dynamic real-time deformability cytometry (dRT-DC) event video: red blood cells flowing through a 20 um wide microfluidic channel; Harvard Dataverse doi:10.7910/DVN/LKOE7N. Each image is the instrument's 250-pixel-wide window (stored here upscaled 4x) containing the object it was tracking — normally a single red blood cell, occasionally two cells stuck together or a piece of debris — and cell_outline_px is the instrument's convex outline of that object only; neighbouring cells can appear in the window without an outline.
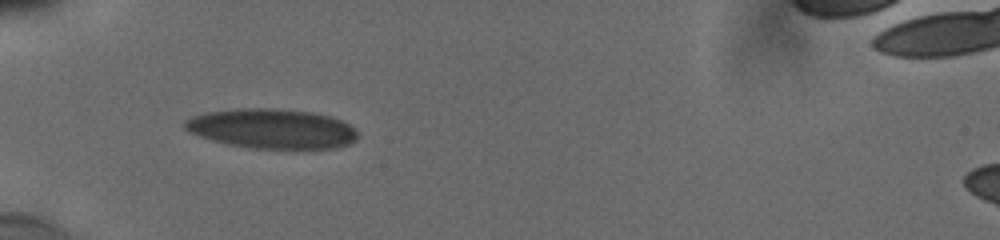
{"species": "human", "species_latin": "Homo sapiens", "temperature_condition": "cold", "stored_images_in_passage": 10, "camera_frame_rate_fps": 3000, "um_per_image_px": 0.085, "donor": {"sex": "male"}, "frame": {"image": 1, "passage_image": 9, "time_ms": 6.333, "image_size_px": [1000, 240], "cell_outline_px": [[356, 140], [348, 144], [336, 148], [256, 148], [228, 144], [212, 140], [188, 132], [184, 128], [184, 120], [192, 116], [208, 112], [244, 108], [272, 108], [312, 112], [332, 116], [356, 128]], "centroid_in_image_um": [23.11, 10.93], "position_along_channel_um": 61.9, "area_um2": 39.82}}